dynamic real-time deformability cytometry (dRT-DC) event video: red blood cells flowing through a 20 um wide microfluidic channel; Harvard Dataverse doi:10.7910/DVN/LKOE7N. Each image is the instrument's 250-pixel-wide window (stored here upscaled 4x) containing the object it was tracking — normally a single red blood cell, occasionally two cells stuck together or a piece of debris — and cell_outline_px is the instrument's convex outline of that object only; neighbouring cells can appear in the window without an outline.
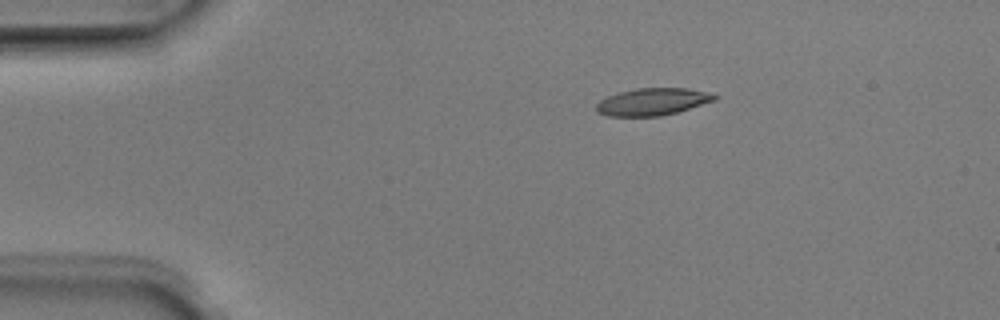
{"species": "Egyptian fruit bat (a non-hibernating species)", "species_latin": "Rousettus aegyptiacus", "temperature_condition": "room temperature", "stored_images_in_passage": 2, "camera_frame_rate_fps": 3000, "um_per_image_px": 0.085, "animal": {"sex": "male"}, "frame": {"image": 1, "passage_image": 1, "time_ms": 0.0, "image_size_px": [1000, 320], "cell_outline_px": [[720, 96], [716, 100], [676, 112], [660, 116], [608, 116], [596, 112], [596, 104], [600, 100], [608, 96], [620, 92], [636, 88], [688, 88], [708, 92]], "centroid_in_image_um": [55.47, 8.64], "position_along_channel_um": 29.5, "area_um2": 18.73}}